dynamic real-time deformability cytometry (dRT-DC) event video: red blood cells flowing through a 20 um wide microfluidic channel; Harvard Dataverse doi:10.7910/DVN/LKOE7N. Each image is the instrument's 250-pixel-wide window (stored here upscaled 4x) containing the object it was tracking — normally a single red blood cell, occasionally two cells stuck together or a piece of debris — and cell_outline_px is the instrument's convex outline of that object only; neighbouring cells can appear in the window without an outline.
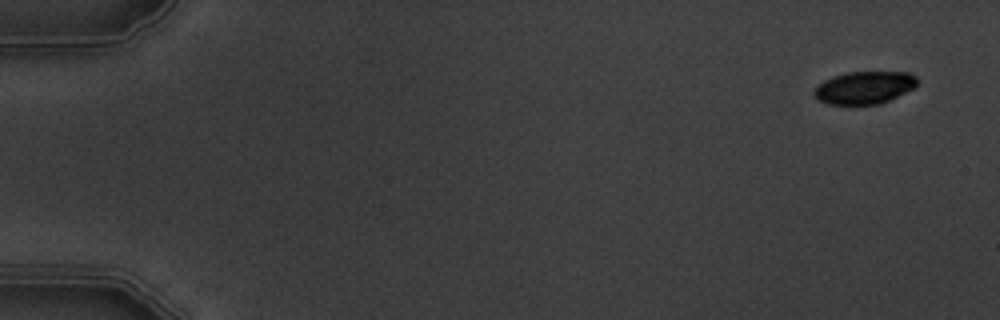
{"species": "common noctule bat (a hibernating species)", "species_latin": "Nyctalus noctula", "temperature_condition": "warm", "stored_images_in_passage": 4, "segment_of_instrument_passage": [2, 2], "camera_frame_rate_fps": 3000, "um_per_image_px": 0.085, "animal": {"sex": "male", "body_mass_g": 19.5, "forearm_length_mm": 54.6}, "frame": {"image": 1, "passage_image": 4, "time_ms": 4.333, "image_size_px": [1000, 320], "cell_outline_px": [[916, 84], [912, 88], [880, 104], [828, 104], [816, 100], [812, 92], [824, 80], [832, 76], [848, 72], [908, 72], [916, 76]], "centroid_in_image_um": [73.41, 7.44], "position_along_channel_um": 11.6, "area_um2": 19.36}}